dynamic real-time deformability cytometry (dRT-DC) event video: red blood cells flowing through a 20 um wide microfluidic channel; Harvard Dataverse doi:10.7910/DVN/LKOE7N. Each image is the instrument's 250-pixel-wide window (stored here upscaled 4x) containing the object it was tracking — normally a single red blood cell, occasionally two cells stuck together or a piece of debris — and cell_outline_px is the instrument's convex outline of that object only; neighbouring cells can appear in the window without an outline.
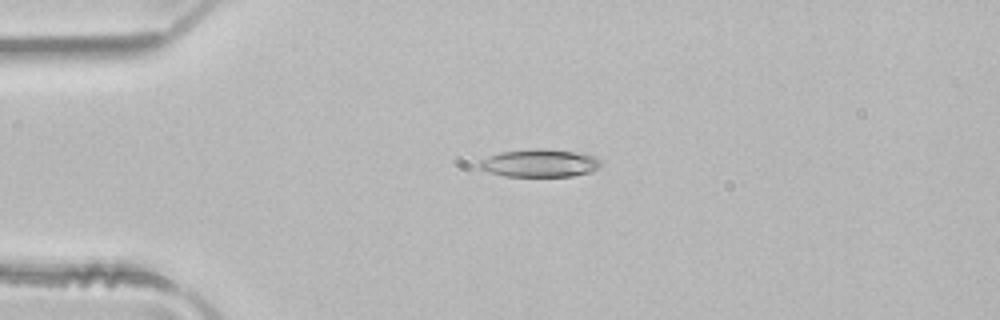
{"species": "common noctule bat (a hibernating species)", "species_latin": "Nyctalus noctula", "temperature_condition": "room temperature", "stored_images_in_passage": 4, "camera_frame_rate_fps": 3000, "um_per_image_px": 0.085, "animal": {"sex": "male", "body_mass_g": 21.5, "forearm_length_mm": 52.0}, "frame": {"image": 1, "passage_image": 3, "time_ms": 0.667, "image_size_px": [1000, 320], "cell_outline_px": [[600, 168], [588, 172], [572, 176], [504, 176], [488, 172], [480, 168], [480, 160], [488, 156], [500, 152], [536, 148], [548, 148], [588, 152], [596, 156], [600, 160]], "centroid_in_image_um": [45.94, 13.84], "position_along_channel_um": 39.1, "area_um2": 20.11}}